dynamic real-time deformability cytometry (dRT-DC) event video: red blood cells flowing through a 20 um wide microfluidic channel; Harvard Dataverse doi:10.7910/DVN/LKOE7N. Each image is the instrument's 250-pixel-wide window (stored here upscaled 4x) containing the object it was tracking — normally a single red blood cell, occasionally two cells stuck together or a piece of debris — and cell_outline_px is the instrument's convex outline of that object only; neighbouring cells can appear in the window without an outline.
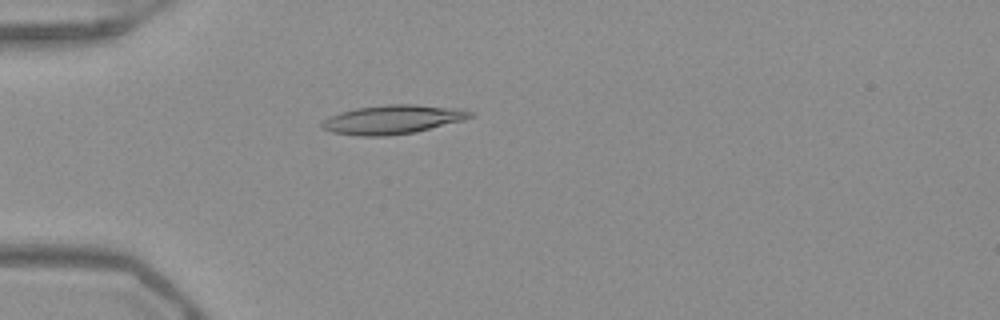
{"species": "Egyptian fruit bat (a non-hibernating species)", "species_latin": "Rousettus aegyptiacus", "temperature_condition": "warm", "stored_images_in_passage": 52, "camera_frame_rate_fps": 3000, "um_per_image_px": 0.085, "frame": {"image": 1, "passage_image": 15, "time_ms": 4.667, "image_size_px": [1000, 320], "cell_outline_px": [[476, 116], [464, 120], [416, 132], [388, 136], [356, 136], [332, 132], [324, 128], [320, 124], [328, 116], [340, 112], [356, 108], [388, 104], [416, 104], [460, 108], [472, 112]], "centroid_in_image_um": [33.41, 10.15], "position_along_channel_um": 51.6, "area_um2": 25.26}}
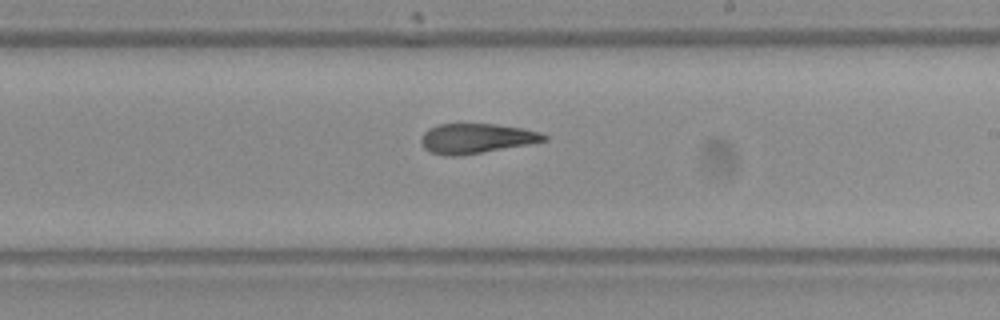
{"frame": {"image": 2, "passage_image": 31, "time_ms": 10.0, "image_size_px": [1000, 320], "cell_outline_px": [[548, 140], [528, 144], [456, 156], [444, 156], [432, 152], [424, 148], [420, 144], [420, 140], [424, 132], [428, 128], [440, 124], [496, 124], [524, 128], [540, 132], [548, 136]], "centroid_in_image_um": [40.47, 11.75], "position_along_channel_um": 248.5, "area_um2": 21.27}}
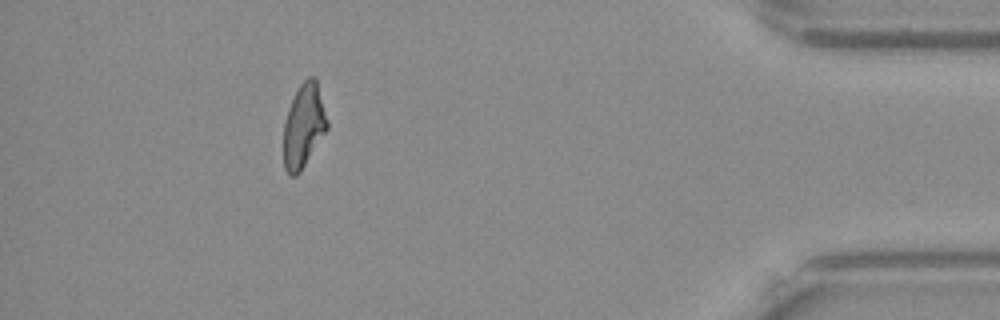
{"frame": {"image": 3, "passage_image": 47, "time_ms": 15.333, "image_size_px": [1000, 320], "cell_outline_px": [[328, 128], [300, 172], [296, 176], [292, 176], [284, 168], [284, 124], [288, 108], [300, 84], [308, 76], [316, 76], [328, 120]], "centroid_in_image_um": [25.83, 10.66], "position_along_channel_um": 409.4, "area_um2": 21.21}, "authors_computed_cell_mechanics": {"area_um2": 22.2819, "velocity_mm_per_s": 3.949, "shape_relaxation_time_tau1_ms": null, "shape_relaxation_time_tau2_ms": 2.5323, "deformation_change_tau1": null, "deformation_change_tau2": 0.1225}}